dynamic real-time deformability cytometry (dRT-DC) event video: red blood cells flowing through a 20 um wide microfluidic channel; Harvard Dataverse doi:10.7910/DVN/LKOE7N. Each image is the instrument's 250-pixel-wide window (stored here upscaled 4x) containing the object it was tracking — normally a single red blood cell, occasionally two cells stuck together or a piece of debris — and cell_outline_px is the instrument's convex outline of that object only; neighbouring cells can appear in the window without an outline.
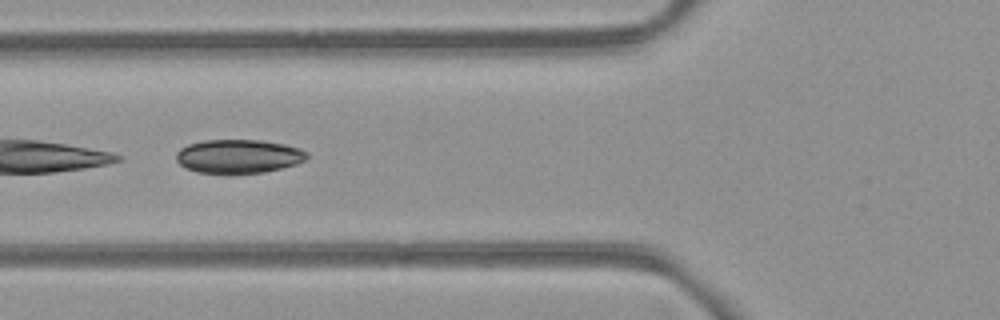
{"species": "common noctule bat (a hibernating species)", "species_latin": "Nyctalus noctula", "temperature_condition": "room temperature", "stored_images_in_passage": 8, "camera_frame_rate_fps": 3000, "um_per_image_px": 0.085, "animal": {"sex": "female", "body_mass_g": 21.9}, "frame": {"image": 1, "passage_image": 5, "time_ms": 5.667, "image_size_px": [1000, 320], "cell_outline_px": [[308, 156], [304, 160], [296, 164], [264, 172], [228, 176], [196, 172], [184, 168], [176, 160], [176, 152], [180, 148], [188, 144], [204, 140], [260, 140], [284, 144], [300, 148], [308, 152]], "centroid_in_image_um": [20.23, 13.32], "position_along_channel_um": 105.6, "area_um2": 26.47}}
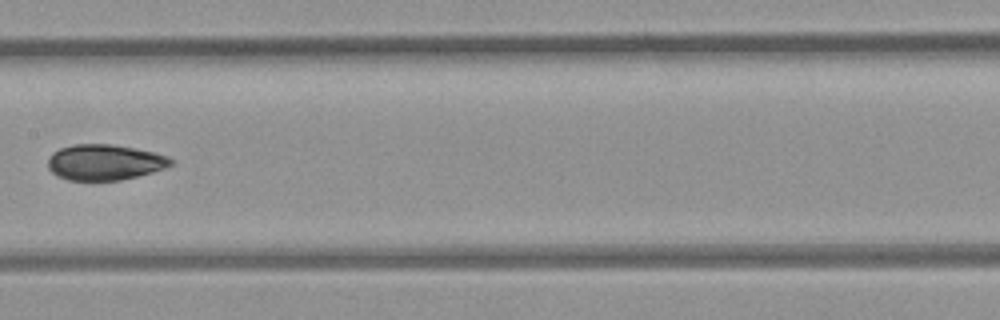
{"frame": {"image": 2, "passage_image": 7, "time_ms": 8.0, "image_size_px": [1000, 320], "cell_outline_px": [[172, 164], [164, 168], [152, 172], [120, 180], [68, 180], [56, 176], [48, 168], [48, 160], [52, 152], [60, 148], [76, 144], [112, 144], [136, 148], [168, 156], [172, 160]], "centroid_in_image_um": [8.87, 13.79], "position_along_channel_um": 198.5, "area_um2": 25.49}}
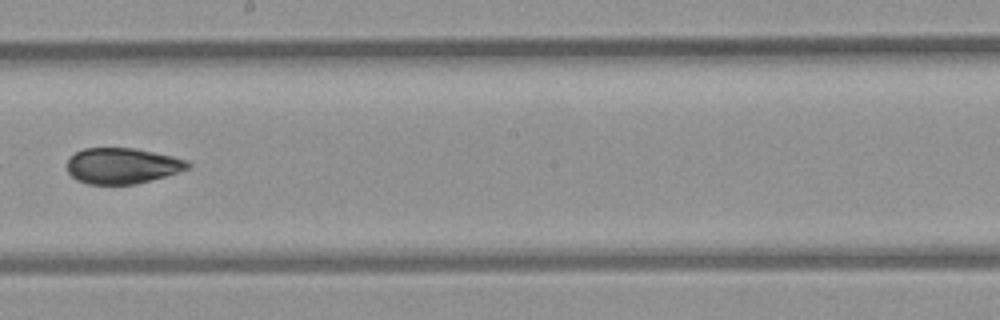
{"frame": {"image": 3, "passage_image": 8, "time_ms": 9.0, "image_size_px": [1000, 320], "cell_outline_px": [[192, 164], [188, 168], [164, 176], [136, 184], [88, 184], [76, 180], [68, 172], [68, 160], [76, 152], [84, 148], [136, 148], [172, 156], [188, 160]], "centroid_in_image_um": [10.39, 14.09], "position_along_channel_um": 237.8, "area_um2": 25.03}}